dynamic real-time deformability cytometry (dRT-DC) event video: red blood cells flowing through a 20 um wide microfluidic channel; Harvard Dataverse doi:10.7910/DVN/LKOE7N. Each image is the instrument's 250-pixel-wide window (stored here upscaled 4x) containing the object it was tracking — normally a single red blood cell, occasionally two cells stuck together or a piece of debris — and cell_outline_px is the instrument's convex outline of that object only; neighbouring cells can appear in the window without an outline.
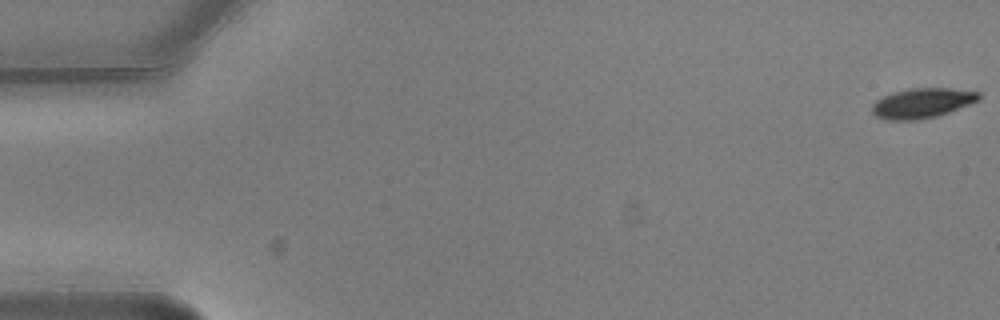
{"species": "common noctule bat (a hibernating species)", "species_latin": "Nyctalus noctula", "temperature_condition": "warm", "stored_images_in_passage": 9, "camera_frame_rate_fps": 3000, "um_per_image_px": 0.085, "animal": {"sex": "male", "body_mass_g": 20.5, "forearm_length_mm": 52.5}, "frame": {"image": 1, "passage_image": 1, "time_ms": 0.0, "image_size_px": [1000, 320], "cell_outline_px": [[980, 100], [948, 112], [936, 116], [916, 120], [884, 120], [876, 116], [872, 112], [872, 104], [876, 100], [892, 92], [908, 88], [948, 88], [980, 92]], "centroid_in_image_um": [78.35, 8.76], "position_along_channel_um": 6.6, "area_um2": 18.61}}
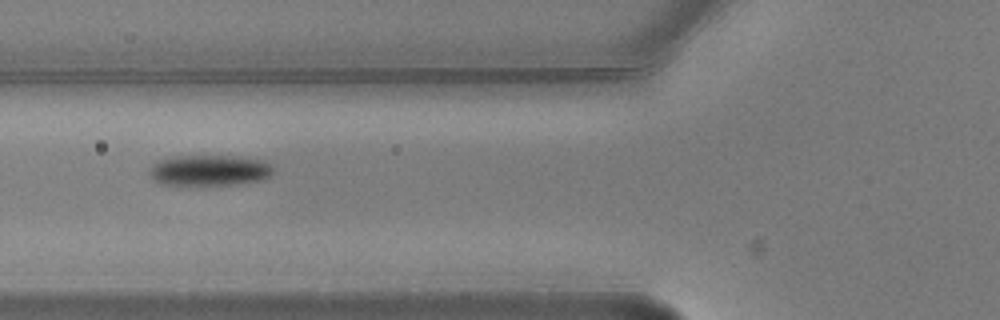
{"frame": {"image": 2, "passage_image": 7, "time_ms": 2.0, "image_size_px": [1000, 320], "cell_outline_px": [[276, 168], [268, 176], [260, 180], [236, 184], [160, 184], [152, 180], [148, 172], [160, 160], [180, 156], [232, 156], [264, 160]], "centroid_in_image_um": [17.83, 14.47], "position_along_channel_um": 108.0, "area_um2": 21.85}}
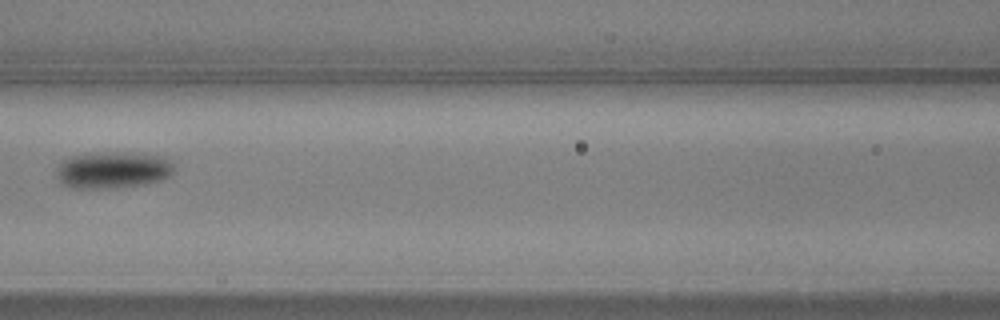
{"frame": {"image": 3, "passage_image": 8, "time_ms": 2.333, "image_size_px": [1000, 320], "cell_outline_px": [[176, 168], [168, 176], [160, 180], [144, 184], [116, 188], [72, 188], [64, 184], [56, 176], [60, 164], [64, 160], [72, 156], [160, 156], [168, 160]], "centroid_in_image_um": [9.59, 14.54], "position_along_channel_um": 157.0, "area_um2": 23.29}}